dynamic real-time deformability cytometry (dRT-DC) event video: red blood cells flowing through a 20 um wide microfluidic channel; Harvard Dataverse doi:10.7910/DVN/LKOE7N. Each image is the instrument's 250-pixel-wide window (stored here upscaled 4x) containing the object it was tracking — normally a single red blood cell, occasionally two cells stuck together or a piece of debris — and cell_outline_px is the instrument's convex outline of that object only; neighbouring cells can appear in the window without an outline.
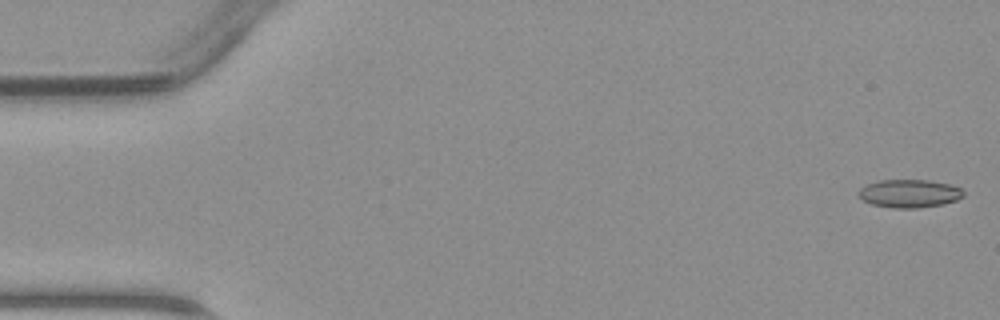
{"species": "common noctule bat (a hibernating species)", "species_latin": "Nyctalus noctula", "temperature_condition": "warm", "stored_images_in_passage": 47, "camera_frame_rate_fps": 3000, "um_per_image_px": 0.085, "animal": {"sex": "male", "body_mass_g": 23.1, "forearm_length_mm": 52.7}, "frame": {"image": 1, "passage_image": 1, "time_ms": 0.0, "image_size_px": [1000, 320], "cell_outline_px": [[964, 196], [956, 200], [944, 204], [916, 208], [892, 208], [872, 204], [864, 200], [860, 196], [860, 188], [868, 184], [880, 180], [928, 180], [948, 184], [960, 188], [964, 192]], "centroid_in_image_um": [77.32, 16.45], "position_along_channel_um": 7.7, "area_um2": 16.99}}
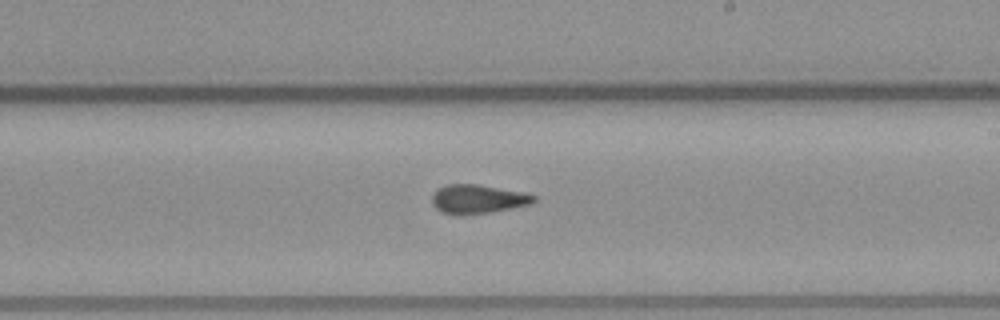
{"frame": {"image": 2, "passage_image": 27, "time_ms": 8.667, "image_size_px": [1000, 320], "cell_outline_px": [[536, 200], [532, 204], [488, 212], [440, 212], [432, 204], [432, 196], [440, 188], [448, 184], [480, 184], [524, 192], [536, 196]], "centroid_in_image_um": [40.67, 16.87], "position_along_channel_um": 248.3, "area_um2": 16.53}}
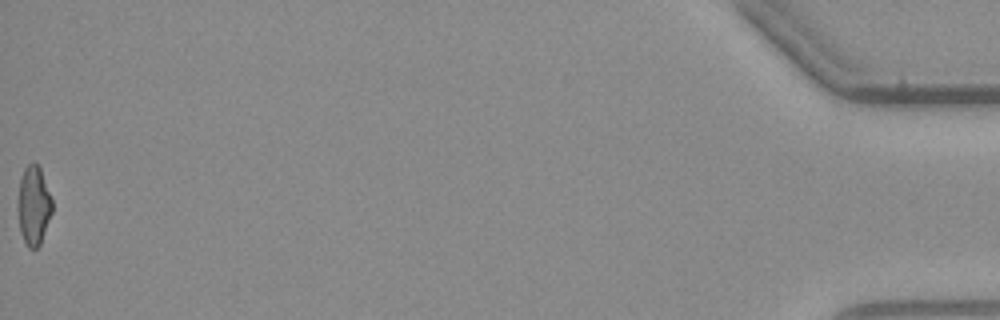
{"frame": {"image": 3, "passage_image": 47, "time_ms": 15.333, "image_size_px": [1000, 320], "cell_outline_px": [[52, 212], [40, 244], [36, 248], [28, 248], [20, 232], [16, 208], [20, 180], [24, 168], [28, 164], [36, 164], [40, 168], [52, 200]], "centroid_in_image_um": [2.83, 17.49], "position_along_channel_um": 432.4, "area_um2": 15.78}}